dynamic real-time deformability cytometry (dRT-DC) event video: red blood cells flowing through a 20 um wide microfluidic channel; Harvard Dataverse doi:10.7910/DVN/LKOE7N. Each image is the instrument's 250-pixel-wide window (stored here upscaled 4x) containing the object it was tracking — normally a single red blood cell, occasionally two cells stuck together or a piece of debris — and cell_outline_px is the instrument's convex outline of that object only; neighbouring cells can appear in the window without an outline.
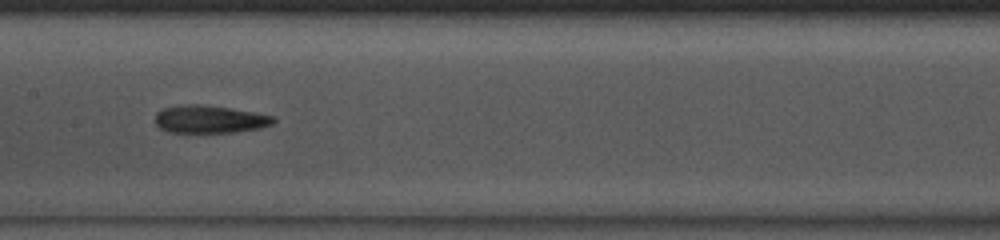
{"species": "common noctule bat (a hibernating species)", "species_latin": "Nyctalus noctula", "temperature_condition": "room temperature", "stored_images_in_passage": 36, "camera_frame_rate_fps": 3000, "um_per_image_px": 0.085, "animal": {"sex": "male", "body_mass_g": 13.0, "forearm_length_mm": 53.1}, "frame": {"image": 1, "passage_image": 11, "time_ms": 3.333, "image_size_px": [1000, 240], "cell_outline_px": [[276, 120], [272, 124], [260, 128], [232, 132], [168, 132], [160, 128], [156, 124], [156, 112], [164, 108], [184, 104], [200, 104], [228, 108], [276, 116]], "centroid_in_image_um": [17.82, 10.13], "position_along_channel_um": 189.6, "area_um2": 18.96}, "authors_computed_cell_mechanics": {"area_um2": 18.9873, "velocity_mm_per_s": 4.1149, "shape_relaxation_time_tau1_ms": 9.6742, "shape_relaxation_time_tau2_ms": 1.8765, "deformation_change_tau1": 0.2202, "deformation_change_tau2": 0.119}}